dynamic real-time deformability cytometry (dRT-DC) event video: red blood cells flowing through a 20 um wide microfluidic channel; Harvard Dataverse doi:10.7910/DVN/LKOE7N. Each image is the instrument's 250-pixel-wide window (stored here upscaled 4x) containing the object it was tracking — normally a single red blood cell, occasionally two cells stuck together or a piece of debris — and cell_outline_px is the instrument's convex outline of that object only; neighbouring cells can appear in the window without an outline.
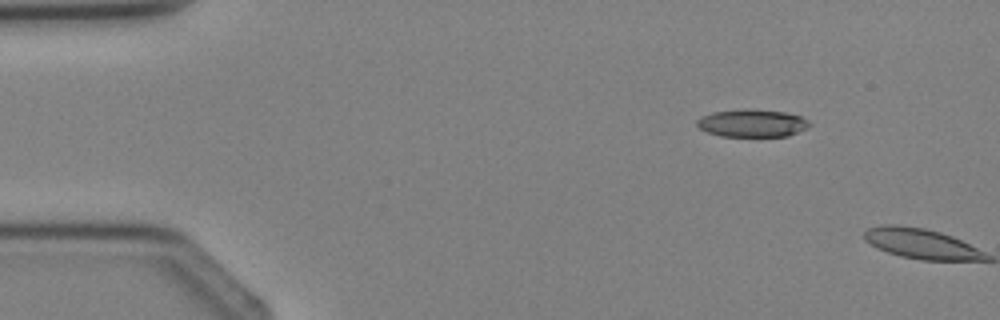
{"species": "Egyptian fruit bat (a non-hibernating species)", "species_latin": "Rousettus aegyptiacus", "temperature_condition": "cold", "stored_images_in_passage": 2, "camera_frame_rate_fps": 3000, "um_per_image_px": 0.085, "animal": {"sex": "female"}, "frame": {"image": 1, "passage_image": 1, "time_ms": 0.0, "image_size_px": [1000, 320], "cell_outline_px": [[812, 124], [788, 136], [720, 136], [708, 132], [700, 128], [696, 124], [696, 120], [700, 116], [712, 112], [748, 108], [784, 112], [800, 116], [808, 120]], "centroid_in_image_um": [63.89, 10.45], "position_along_channel_um": 21.1, "area_um2": 18.09}}